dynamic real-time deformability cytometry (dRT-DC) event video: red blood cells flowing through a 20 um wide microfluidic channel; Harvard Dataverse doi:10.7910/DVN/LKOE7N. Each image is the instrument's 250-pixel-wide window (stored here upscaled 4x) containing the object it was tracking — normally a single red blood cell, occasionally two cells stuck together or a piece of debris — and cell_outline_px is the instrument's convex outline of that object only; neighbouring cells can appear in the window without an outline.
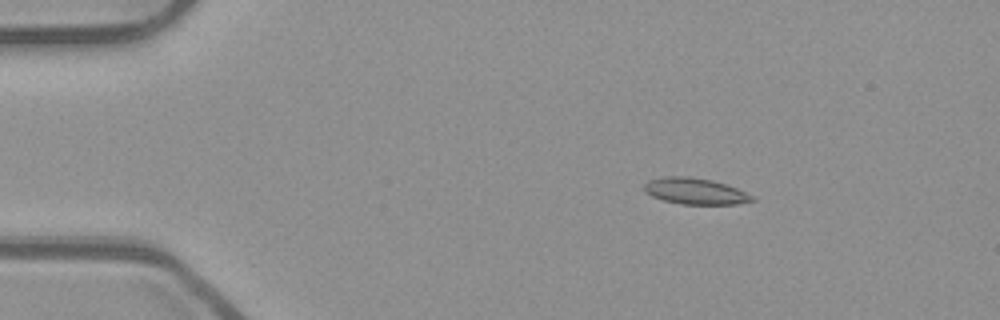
{"species": "common noctule bat (a hibernating species)", "species_latin": "Nyctalus noctula", "temperature_condition": "room temperature", "stored_images_in_passage": 47, "camera_frame_rate_fps": 3000, "um_per_image_px": 0.085, "animal": {"sex": "male", "body_mass_g": 23.1, "forearm_length_mm": 52.7}, "frame": {"image": 1, "passage_image": 3, "time_ms": 0.667, "image_size_px": [1000, 320], "cell_outline_px": [[756, 200], [736, 204], [680, 204], [664, 200], [652, 196], [644, 188], [644, 184], [648, 180], [664, 176], [688, 176], [712, 180], [736, 188], [752, 196]], "centroid_in_image_um": [59.07, 16.24], "position_along_channel_um": 25.9, "area_um2": 16.3}}
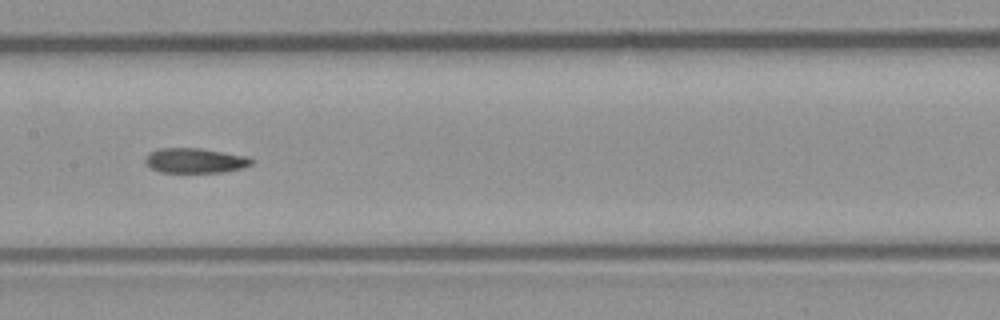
{"frame": {"image": 2, "passage_image": 21, "time_ms": 6.667, "image_size_px": [1000, 320], "cell_outline_px": [[252, 164], [244, 168], [224, 172], [160, 172], [152, 168], [144, 160], [144, 156], [148, 152], [160, 148], [200, 148], [248, 156], [252, 160]], "centroid_in_image_um": [16.58, 13.64], "position_along_channel_um": 190.8, "area_um2": 15.49}}
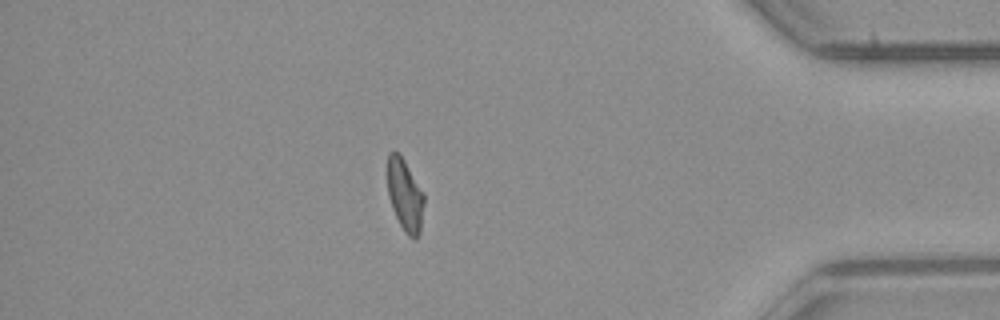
{"frame": {"image": 3, "passage_image": 40, "time_ms": 13.0, "image_size_px": [1000, 320], "cell_outline_px": [[424, 204], [420, 232], [416, 240], [408, 236], [404, 232], [392, 208], [388, 196], [388, 152], [396, 152], [404, 160], [424, 192]], "centroid_in_image_um": [34.44, 16.62], "position_along_channel_um": 400.8, "area_um2": 15.32}, "authors_computed_cell_mechanics": {"area_um2": 15.8372, "velocity_mm_per_s": 3.9513, "shape_relaxation_time_tau1_ms": null, "shape_relaxation_time_tau2_ms": 4.2406, "deformation_change_tau1": null, "deformation_change_tau2": 0.0885}}